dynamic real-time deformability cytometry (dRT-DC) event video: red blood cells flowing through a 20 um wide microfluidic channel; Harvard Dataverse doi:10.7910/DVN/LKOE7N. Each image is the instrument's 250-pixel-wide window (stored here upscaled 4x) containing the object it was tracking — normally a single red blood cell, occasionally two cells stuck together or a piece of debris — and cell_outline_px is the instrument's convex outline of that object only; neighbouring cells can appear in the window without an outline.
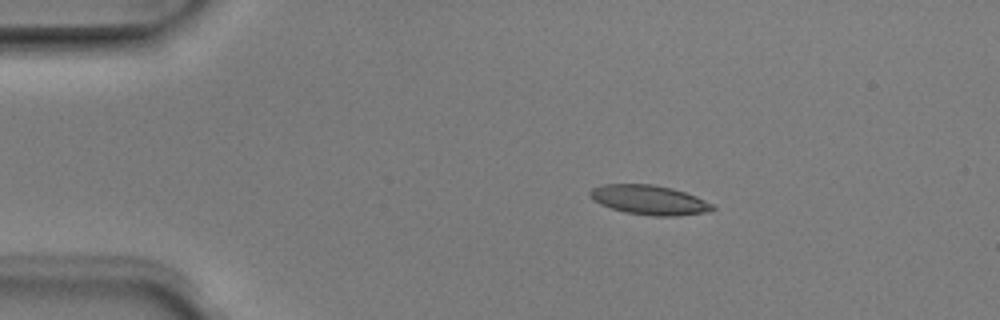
{"species": "Egyptian fruit bat (a non-hibernating species)", "species_latin": "Rousettus aegyptiacus", "temperature_condition": "room temperature", "stored_images_in_passage": 8, "camera_frame_rate_fps": 3000, "um_per_image_px": 0.085, "animal": {"sex": "male"}, "frame": {"image": 1, "passage_image": 2, "time_ms": 0.333, "image_size_px": [1000, 320], "cell_outline_px": [[716, 208], [712, 212], [676, 216], [652, 216], [624, 212], [600, 204], [592, 200], [588, 196], [588, 192], [592, 188], [604, 184], [652, 184], [672, 188], [696, 196], [712, 204]], "centroid_in_image_um": [55.18, 17.0], "position_along_channel_um": 29.8, "area_um2": 21.27}}
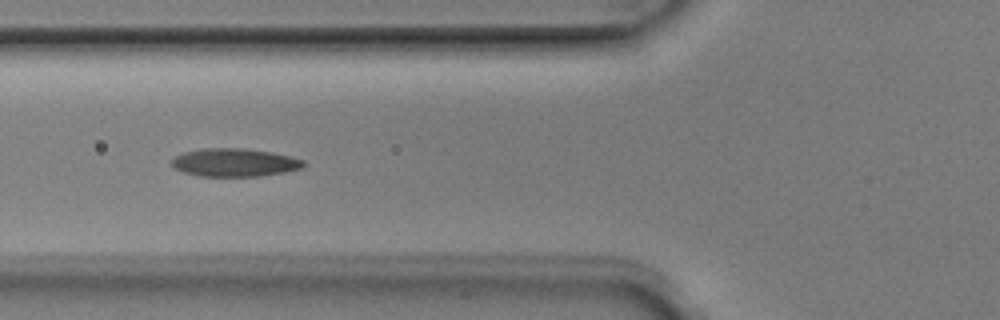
{"frame": {"image": 2, "passage_image": 5, "time_ms": 1.333, "image_size_px": [1000, 320], "cell_outline_px": [[308, 164], [304, 168], [284, 172], [260, 176], [200, 176], [184, 172], [176, 168], [168, 160], [184, 152], [200, 148], [244, 148], [272, 152], [292, 156], [304, 160]], "centroid_in_image_um": [19.98, 13.8], "position_along_channel_um": 105.8, "area_um2": 21.85}}
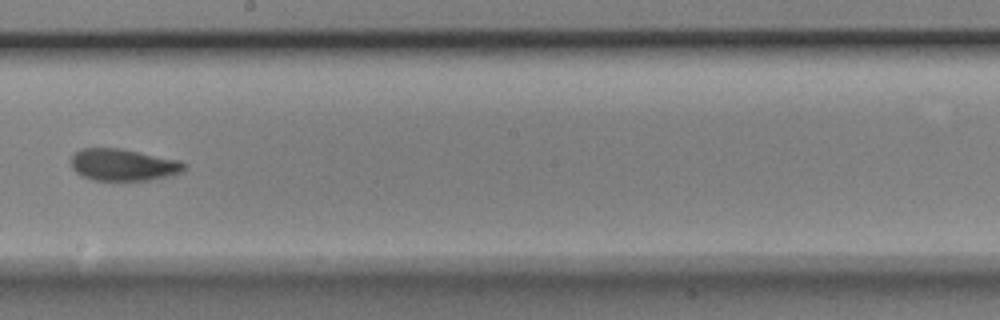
{"frame": {"image": 3, "passage_image": 8, "time_ms": 2.333, "image_size_px": [1000, 320], "cell_outline_px": [[188, 164], [184, 172], [172, 176], [148, 180], [92, 180], [80, 176], [72, 168], [72, 156], [80, 148], [120, 148], [180, 160]], "centroid_in_image_um": [10.52, 14.01], "position_along_channel_um": 237.7, "area_um2": 21.33}}